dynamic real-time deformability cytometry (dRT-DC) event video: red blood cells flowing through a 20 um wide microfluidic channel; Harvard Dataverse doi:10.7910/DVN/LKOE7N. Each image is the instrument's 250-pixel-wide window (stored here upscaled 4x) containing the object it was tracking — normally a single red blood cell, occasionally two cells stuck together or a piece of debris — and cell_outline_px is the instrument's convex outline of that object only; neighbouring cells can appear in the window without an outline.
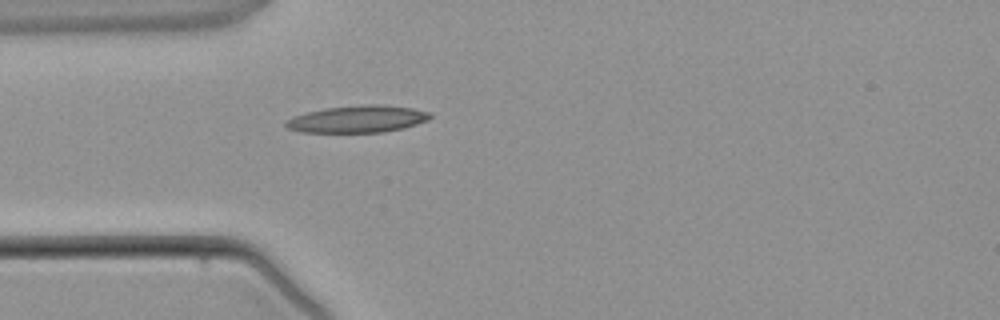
{"species": "common noctule bat (a hibernating species)", "species_latin": "Nyctalus noctula", "temperature_condition": "warm", "stored_images_in_passage": 1, "camera_frame_rate_fps": 3000, "um_per_image_px": 0.085, "animal": {"sex": "male", "body_mass_g": 21.5, "forearm_length_mm": 52.0}, "frame": {"image": 1, "passage_image": 1, "time_ms": 0.0, "image_size_px": [1000, 320], "cell_outline_px": [[432, 116], [428, 120], [404, 128], [384, 132], [300, 132], [288, 128], [284, 124], [288, 120], [296, 116], [308, 112], [324, 108], [368, 104], [384, 104], [412, 108], [432, 112]], "centroid_in_image_um": [30.46, 10.11], "position_along_channel_um": 54.5, "area_um2": 22.72}}